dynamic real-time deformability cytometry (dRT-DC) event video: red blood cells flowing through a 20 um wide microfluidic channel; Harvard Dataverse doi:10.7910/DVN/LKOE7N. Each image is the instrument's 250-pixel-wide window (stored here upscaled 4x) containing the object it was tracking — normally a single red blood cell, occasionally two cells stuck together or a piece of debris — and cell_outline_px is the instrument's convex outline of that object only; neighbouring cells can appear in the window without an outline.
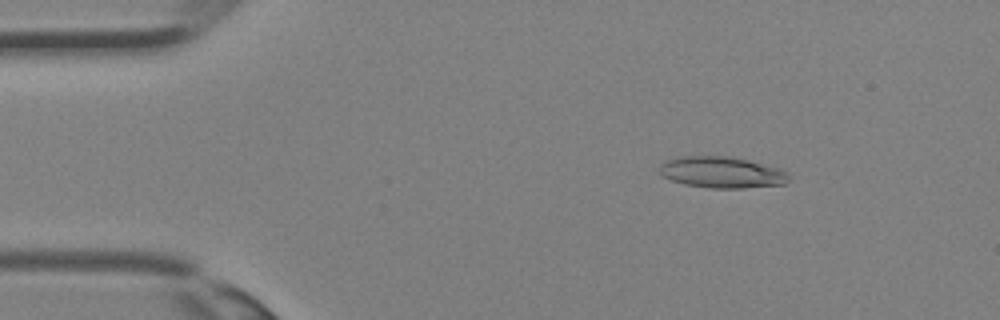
{"species": "Egyptian fruit bat (a non-hibernating species)", "species_latin": "Rousettus aegyptiacus", "temperature_condition": "room temperature", "stored_images_in_passage": 32, "camera_frame_rate_fps": 3000, "um_per_image_px": 0.085, "animal": {"sex": "female"}, "frame": {"image": 1, "passage_image": 2, "time_ms": 0.333, "image_size_px": [1000, 320], "cell_outline_px": [[788, 180], [784, 184], [744, 188], [712, 188], [684, 184], [672, 180], [664, 176], [660, 172], [660, 164], [664, 160], [676, 156], [724, 156], [748, 160], [776, 168], [784, 172], [788, 176]], "centroid_in_image_um": [61.28, 14.64], "position_along_channel_um": 23.7, "area_um2": 23.29}}
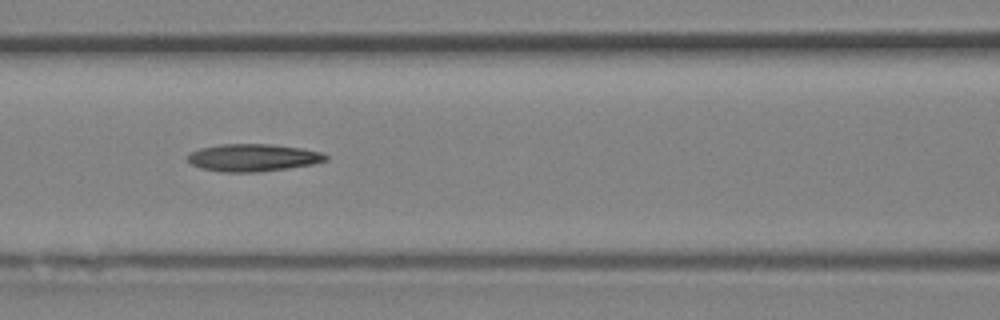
{"frame": {"image": 2, "passage_image": 12, "time_ms": 3.667, "image_size_px": [1000, 320], "cell_outline_px": [[328, 160], [312, 164], [288, 168], [260, 172], [220, 172], [200, 168], [192, 164], [188, 160], [188, 156], [192, 152], [200, 148], [220, 144], [272, 144], [304, 148], [324, 152], [328, 156]], "centroid_in_image_um": [21.55, 13.4], "position_along_channel_um": 145.0, "area_um2": 22.25}}
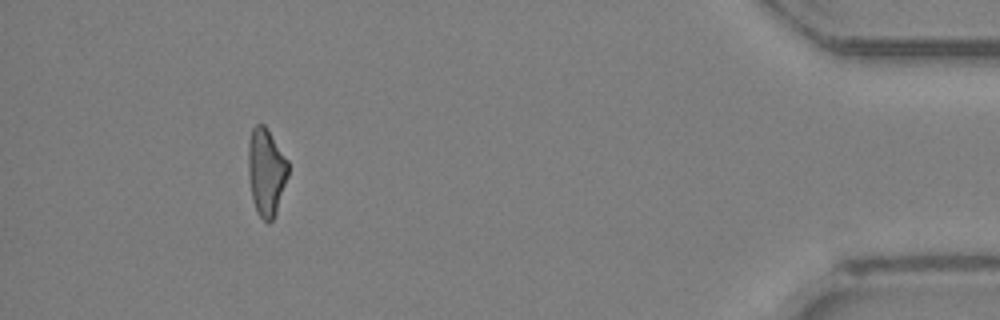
{"frame": {"image": 3, "passage_image": 29, "time_ms": 9.333, "image_size_px": [1000, 320], "cell_outline_px": [[288, 176], [276, 212], [272, 220], [268, 224], [256, 212], [252, 200], [248, 172], [248, 144], [252, 128], [256, 124], [264, 124], [288, 160]], "centroid_in_image_um": [22.61, 14.62], "position_along_channel_um": 412.6, "area_um2": 20.35}}